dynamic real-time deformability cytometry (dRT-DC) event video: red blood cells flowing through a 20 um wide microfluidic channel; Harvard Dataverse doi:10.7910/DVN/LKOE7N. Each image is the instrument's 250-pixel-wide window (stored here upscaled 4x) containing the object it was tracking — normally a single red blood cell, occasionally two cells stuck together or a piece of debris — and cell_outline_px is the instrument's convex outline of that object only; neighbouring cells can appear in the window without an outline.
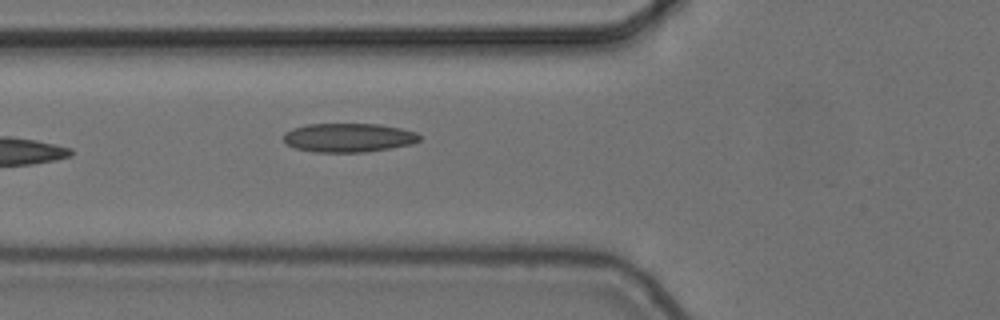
{"species": "common noctule bat (a hibernating species)", "species_latin": "Nyctalus noctula", "temperature_condition": "cold", "stored_images_in_passage": 7, "camera_frame_rate_fps": 3000, "um_per_image_px": 0.085, "animal": {"sex": "female", "body_mass_g": 24.6, "forearm_length_mm": 56.2}, "frame": {"image": 1, "passage_image": 7, "time_ms": 2.0, "image_size_px": [1000, 320], "cell_outline_px": [[420, 140], [412, 144], [392, 148], [364, 152], [312, 152], [296, 148], [284, 144], [284, 132], [292, 128], [308, 124], [380, 124], [400, 128], [416, 132], [420, 136]], "centroid_in_image_um": [29.61, 11.7], "position_along_channel_um": 96.2, "area_um2": 23.06}}